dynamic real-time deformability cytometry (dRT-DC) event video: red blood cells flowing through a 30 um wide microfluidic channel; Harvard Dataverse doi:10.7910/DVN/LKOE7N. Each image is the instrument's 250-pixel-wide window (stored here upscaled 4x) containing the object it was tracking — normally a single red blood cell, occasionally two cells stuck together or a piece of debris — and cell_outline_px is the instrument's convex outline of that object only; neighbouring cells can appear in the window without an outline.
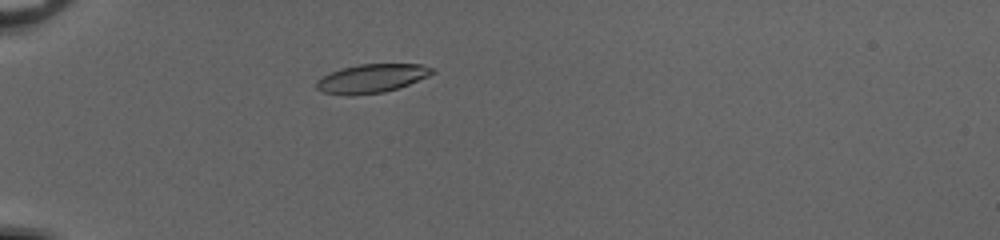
{"species": "common noctule bat (a hibernating species)", "species_latin": "Nyctalus noctula", "temperature_condition": "cold", "stored_images_in_passage": 45, "camera_frame_rate_fps": 3000, "um_per_image_px": 0.085, "animal": {"sex": "female", "body_mass_g": 20.0, "forearm_length_mm": 54.0}, "frame": {"image": 1, "passage_image": 10, "time_ms": 3.0, "image_size_px": [1000, 240], "cell_outline_px": [[436, 72], [428, 76], [408, 84], [384, 92], [348, 96], [324, 92], [316, 88], [316, 80], [340, 68], [360, 64], [420, 64], [436, 68]], "centroid_in_image_um": [31.6, 6.66], "position_along_channel_um": 53.4, "area_um2": 19.31}}
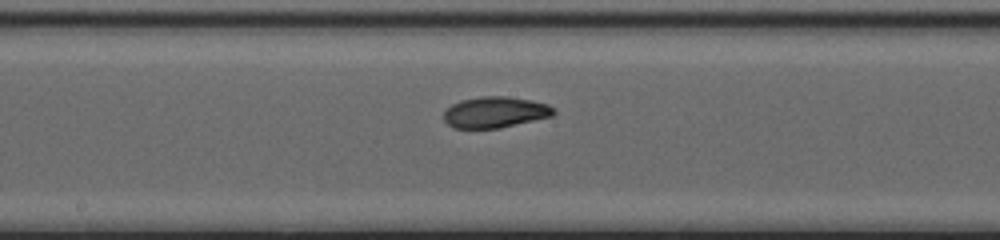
{"frame": {"image": 2, "passage_image": 23, "time_ms": 7.333, "image_size_px": [1000, 240], "cell_outline_px": [[556, 112], [552, 116], [500, 128], [452, 128], [444, 120], [444, 112], [452, 104], [460, 100], [480, 96], [508, 96], [532, 100], [548, 104], [556, 108]], "centroid_in_image_um": [42.11, 9.53], "position_along_channel_um": 206.1, "area_um2": 20.06}}
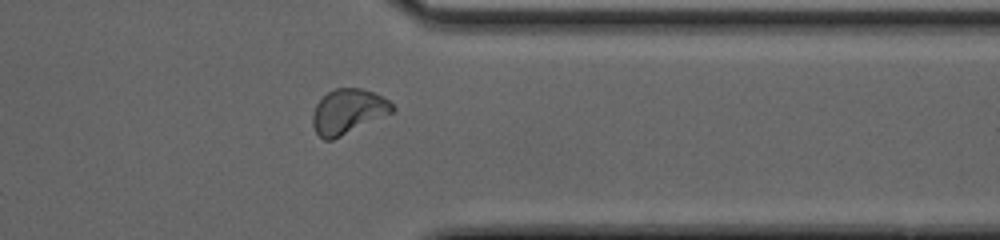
{"frame": {"image": 3, "passage_image": 36, "time_ms": 11.667, "image_size_px": [1000, 240], "cell_outline_px": [[396, 108], [392, 112], [332, 140], [324, 140], [316, 132], [312, 124], [312, 112], [316, 104], [328, 92], [336, 88], [364, 88], [384, 96]], "centroid_in_image_um": [29.57, 9.46], "position_along_channel_um": 381.8, "area_um2": 20.69}, "authors_computed_cell_mechanics": {"area_um2": 20.0566, "velocity_mm_per_s": 4.094, "shape_relaxation_time_tau1_ms": 3.8429, "shape_relaxation_time_tau2_ms": 1.7174, "deformation_change_tau1": 0.1809, "deformation_change_tau2": 0.0658}}